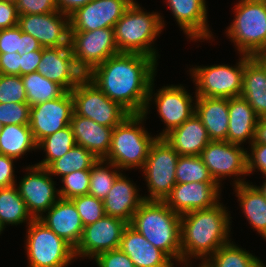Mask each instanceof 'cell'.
I'll return each mask as SVG.
<instances>
[{"label":"cell","mask_w":266,"mask_h":267,"mask_svg":"<svg viewBox=\"0 0 266 267\" xmlns=\"http://www.w3.org/2000/svg\"><path fill=\"white\" fill-rule=\"evenodd\" d=\"M157 64L154 58L144 54L119 52L85 76L130 114L147 116L153 100Z\"/></svg>","instance_id":"cell-1"},{"label":"cell","mask_w":266,"mask_h":267,"mask_svg":"<svg viewBox=\"0 0 266 267\" xmlns=\"http://www.w3.org/2000/svg\"><path fill=\"white\" fill-rule=\"evenodd\" d=\"M227 211L220 202L212 208L194 210L181 216V264H190L191 258L202 259L203 264L231 241V217Z\"/></svg>","instance_id":"cell-2"},{"label":"cell","mask_w":266,"mask_h":267,"mask_svg":"<svg viewBox=\"0 0 266 267\" xmlns=\"http://www.w3.org/2000/svg\"><path fill=\"white\" fill-rule=\"evenodd\" d=\"M129 225L181 264V216L164 201L144 200Z\"/></svg>","instance_id":"cell-3"},{"label":"cell","mask_w":266,"mask_h":267,"mask_svg":"<svg viewBox=\"0 0 266 267\" xmlns=\"http://www.w3.org/2000/svg\"><path fill=\"white\" fill-rule=\"evenodd\" d=\"M141 8L133 1L116 22L115 42L119 52L140 53L157 61L158 53L152 44L161 34L165 22L158 12H144Z\"/></svg>","instance_id":"cell-4"},{"label":"cell","mask_w":266,"mask_h":267,"mask_svg":"<svg viewBox=\"0 0 266 267\" xmlns=\"http://www.w3.org/2000/svg\"><path fill=\"white\" fill-rule=\"evenodd\" d=\"M147 116L130 114L112 131L111 146L105 161L113 163L117 168L127 170L141 168L145 165L151 145L158 137H152L142 121Z\"/></svg>","instance_id":"cell-5"},{"label":"cell","mask_w":266,"mask_h":267,"mask_svg":"<svg viewBox=\"0 0 266 267\" xmlns=\"http://www.w3.org/2000/svg\"><path fill=\"white\" fill-rule=\"evenodd\" d=\"M235 18L226 33L240 55L254 56L266 48V3L240 0L234 7Z\"/></svg>","instance_id":"cell-6"},{"label":"cell","mask_w":266,"mask_h":267,"mask_svg":"<svg viewBox=\"0 0 266 267\" xmlns=\"http://www.w3.org/2000/svg\"><path fill=\"white\" fill-rule=\"evenodd\" d=\"M28 267H66L75 258L74 248L38 219L27 226Z\"/></svg>","instance_id":"cell-7"},{"label":"cell","mask_w":266,"mask_h":267,"mask_svg":"<svg viewBox=\"0 0 266 267\" xmlns=\"http://www.w3.org/2000/svg\"><path fill=\"white\" fill-rule=\"evenodd\" d=\"M179 154L163 139L151 145L143 174L149 189L144 200L164 201L176 185V164Z\"/></svg>","instance_id":"cell-8"},{"label":"cell","mask_w":266,"mask_h":267,"mask_svg":"<svg viewBox=\"0 0 266 267\" xmlns=\"http://www.w3.org/2000/svg\"><path fill=\"white\" fill-rule=\"evenodd\" d=\"M74 112L94 122L114 128L130 113L119 103L112 101L86 76L70 91Z\"/></svg>","instance_id":"cell-9"},{"label":"cell","mask_w":266,"mask_h":267,"mask_svg":"<svg viewBox=\"0 0 266 267\" xmlns=\"http://www.w3.org/2000/svg\"><path fill=\"white\" fill-rule=\"evenodd\" d=\"M244 55L236 66L211 65L195 66L190 70L196 86V96L210 98L239 97L242 90Z\"/></svg>","instance_id":"cell-10"},{"label":"cell","mask_w":266,"mask_h":267,"mask_svg":"<svg viewBox=\"0 0 266 267\" xmlns=\"http://www.w3.org/2000/svg\"><path fill=\"white\" fill-rule=\"evenodd\" d=\"M69 45L75 64L85 75L97 65L119 53L114 28L70 31Z\"/></svg>","instance_id":"cell-11"},{"label":"cell","mask_w":266,"mask_h":267,"mask_svg":"<svg viewBox=\"0 0 266 267\" xmlns=\"http://www.w3.org/2000/svg\"><path fill=\"white\" fill-rule=\"evenodd\" d=\"M26 171L17 188L29 214L39 219L60 199L59 190L47 168L34 164L27 166Z\"/></svg>","instance_id":"cell-12"},{"label":"cell","mask_w":266,"mask_h":267,"mask_svg":"<svg viewBox=\"0 0 266 267\" xmlns=\"http://www.w3.org/2000/svg\"><path fill=\"white\" fill-rule=\"evenodd\" d=\"M228 141H210L200 153L210 175L221 185V179L230 176L248 175L247 150Z\"/></svg>","instance_id":"cell-13"},{"label":"cell","mask_w":266,"mask_h":267,"mask_svg":"<svg viewBox=\"0 0 266 267\" xmlns=\"http://www.w3.org/2000/svg\"><path fill=\"white\" fill-rule=\"evenodd\" d=\"M73 113L74 101L70 91L57 99L33 105L29 127L36 143L70 125Z\"/></svg>","instance_id":"cell-14"},{"label":"cell","mask_w":266,"mask_h":267,"mask_svg":"<svg viewBox=\"0 0 266 267\" xmlns=\"http://www.w3.org/2000/svg\"><path fill=\"white\" fill-rule=\"evenodd\" d=\"M127 222L120 218L107 216L87 225L83 229L81 240L74 249L76 257L94 259L98 254L117 249Z\"/></svg>","instance_id":"cell-15"},{"label":"cell","mask_w":266,"mask_h":267,"mask_svg":"<svg viewBox=\"0 0 266 267\" xmlns=\"http://www.w3.org/2000/svg\"><path fill=\"white\" fill-rule=\"evenodd\" d=\"M18 27L37 39L43 48L70 46L69 15L60 11L19 15Z\"/></svg>","instance_id":"cell-16"},{"label":"cell","mask_w":266,"mask_h":267,"mask_svg":"<svg viewBox=\"0 0 266 267\" xmlns=\"http://www.w3.org/2000/svg\"><path fill=\"white\" fill-rule=\"evenodd\" d=\"M134 0H92L69 15L70 31L114 28Z\"/></svg>","instance_id":"cell-17"},{"label":"cell","mask_w":266,"mask_h":267,"mask_svg":"<svg viewBox=\"0 0 266 267\" xmlns=\"http://www.w3.org/2000/svg\"><path fill=\"white\" fill-rule=\"evenodd\" d=\"M220 185L217 182L176 184L164 202L178 215L209 209L219 202Z\"/></svg>","instance_id":"cell-18"},{"label":"cell","mask_w":266,"mask_h":267,"mask_svg":"<svg viewBox=\"0 0 266 267\" xmlns=\"http://www.w3.org/2000/svg\"><path fill=\"white\" fill-rule=\"evenodd\" d=\"M180 85L164 86L154 93V103L157 106L159 117L166 124L158 138H163L172 129L181 126L187 119L195 114L193 97ZM193 103V104H192ZM194 105V107H193Z\"/></svg>","instance_id":"cell-19"},{"label":"cell","mask_w":266,"mask_h":267,"mask_svg":"<svg viewBox=\"0 0 266 267\" xmlns=\"http://www.w3.org/2000/svg\"><path fill=\"white\" fill-rule=\"evenodd\" d=\"M37 72L59 83L67 91H71L85 77L75 64L70 46L43 48Z\"/></svg>","instance_id":"cell-20"},{"label":"cell","mask_w":266,"mask_h":267,"mask_svg":"<svg viewBox=\"0 0 266 267\" xmlns=\"http://www.w3.org/2000/svg\"><path fill=\"white\" fill-rule=\"evenodd\" d=\"M46 212V216L44 214L38 220L75 249L81 240L84 225L74 203L70 199L60 198Z\"/></svg>","instance_id":"cell-21"},{"label":"cell","mask_w":266,"mask_h":267,"mask_svg":"<svg viewBox=\"0 0 266 267\" xmlns=\"http://www.w3.org/2000/svg\"><path fill=\"white\" fill-rule=\"evenodd\" d=\"M173 17L189 39H211L205 0H166Z\"/></svg>","instance_id":"cell-22"},{"label":"cell","mask_w":266,"mask_h":267,"mask_svg":"<svg viewBox=\"0 0 266 267\" xmlns=\"http://www.w3.org/2000/svg\"><path fill=\"white\" fill-rule=\"evenodd\" d=\"M119 248L129 256L135 267H174L173 260L165 252L129 224L123 231Z\"/></svg>","instance_id":"cell-23"},{"label":"cell","mask_w":266,"mask_h":267,"mask_svg":"<svg viewBox=\"0 0 266 267\" xmlns=\"http://www.w3.org/2000/svg\"><path fill=\"white\" fill-rule=\"evenodd\" d=\"M121 173L103 200L105 215L120 218L130 223L134 213L144 201L138 189Z\"/></svg>","instance_id":"cell-24"},{"label":"cell","mask_w":266,"mask_h":267,"mask_svg":"<svg viewBox=\"0 0 266 267\" xmlns=\"http://www.w3.org/2000/svg\"><path fill=\"white\" fill-rule=\"evenodd\" d=\"M163 139L179 154L198 156L211 141L201 119L193 114L181 126L172 129Z\"/></svg>","instance_id":"cell-25"},{"label":"cell","mask_w":266,"mask_h":267,"mask_svg":"<svg viewBox=\"0 0 266 267\" xmlns=\"http://www.w3.org/2000/svg\"><path fill=\"white\" fill-rule=\"evenodd\" d=\"M70 126L76 145L86 148L98 159H104L107 156L114 128L98 124L89 118L77 115L75 112L72 115Z\"/></svg>","instance_id":"cell-26"},{"label":"cell","mask_w":266,"mask_h":267,"mask_svg":"<svg viewBox=\"0 0 266 267\" xmlns=\"http://www.w3.org/2000/svg\"><path fill=\"white\" fill-rule=\"evenodd\" d=\"M196 97L195 114L201 119L211 141H226L229 126V99Z\"/></svg>","instance_id":"cell-27"},{"label":"cell","mask_w":266,"mask_h":267,"mask_svg":"<svg viewBox=\"0 0 266 267\" xmlns=\"http://www.w3.org/2000/svg\"><path fill=\"white\" fill-rule=\"evenodd\" d=\"M229 126L226 141L242 145L249 140L254 141L255 129L259 117L250 104L241 96L229 99Z\"/></svg>","instance_id":"cell-28"},{"label":"cell","mask_w":266,"mask_h":267,"mask_svg":"<svg viewBox=\"0 0 266 267\" xmlns=\"http://www.w3.org/2000/svg\"><path fill=\"white\" fill-rule=\"evenodd\" d=\"M233 184L242 213L252 228L266 240V198L257 186L244 179L237 177Z\"/></svg>","instance_id":"cell-29"},{"label":"cell","mask_w":266,"mask_h":267,"mask_svg":"<svg viewBox=\"0 0 266 267\" xmlns=\"http://www.w3.org/2000/svg\"><path fill=\"white\" fill-rule=\"evenodd\" d=\"M37 143L29 125H4L0 134V154L18 159L30 150H36Z\"/></svg>","instance_id":"cell-30"},{"label":"cell","mask_w":266,"mask_h":267,"mask_svg":"<svg viewBox=\"0 0 266 267\" xmlns=\"http://www.w3.org/2000/svg\"><path fill=\"white\" fill-rule=\"evenodd\" d=\"M21 79L25 87L27 103L31 107L48 100L57 99L67 92L62 85L47 79L37 71L21 76Z\"/></svg>","instance_id":"cell-31"},{"label":"cell","mask_w":266,"mask_h":267,"mask_svg":"<svg viewBox=\"0 0 266 267\" xmlns=\"http://www.w3.org/2000/svg\"><path fill=\"white\" fill-rule=\"evenodd\" d=\"M33 220L16 185L0 188V222L6 225H27ZM28 221V222H27Z\"/></svg>","instance_id":"cell-32"},{"label":"cell","mask_w":266,"mask_h":267,"mask_svg":"<svg viewBox=\"0 0 266 267\" xmlns=\"http://www.w3.org/2000/svg\"><path fill=\"white\" fill-rule=\"evenodd\" d=\"M206 267H263L265 264L232 242L221 246L204 263Z\"/></svg>","instance_id":"cell-33"},{"label":"cell","mask_w":266,"mask_h":267,"mask_svg":"<svg viewBox=\"0 0 266 267\" xmlns=\"http://www.w3.org/2000/svg\"><path fill=\"white\" fill-rule=\"evenodd\" d=\"M99 159L89 150L75 145L64 156L53 161L47 170L50 175L64 177L74 171L90 170Z\"/></svg>","instance_id":"cell-34"},{"label":"cell","mask_w":266,"mask_h":267,"mask_svg":"<svg viewBox=\"0 0 266 267\" xmlns=\"http://www.w3.org/2000/svg\"><path fill=\"white\" fill-rule=\"evenodd\" d=\"M75 145L76 142L72 128L68 125L54 134L43 138L37 144V149H44L46 152V158L35 165L47 168L53 161L64 156Z\"/></svg>","instance_id":"cell-35"},{"label":"cell","mask_w":266,"mask_h":267,"mask_svg":"<svg viewBox=\"0 0 266 267\" xmlns=\"http://www.w3.org/2000/svg\"><path fill=\"white\" fill-rule=\"evenodd\" d=\"M103 165L108 166L103 167ZM120 170L113 163L99 159L90 169L88 194L103 201L113 187L114 181L121 174Z\"/></svg>","instance_id":"cell-36"},{"label":"cell","mask_w":266,"mask_h":267,"mask_svg":"<svg viewBox=\"0 0 266 267\" xmlns=\"http://www.w3.org/2000/svg\"><path fill=\"white\" fill-rule=\"evenodd\" d=\"M37 39L27 34L18 25L0 30V53H29L35 50H42Z\"/></svg>","instance_id":"cell-37"},{"label":"cell","mask_w":266,"mask_h":267,"mask_svg":"<svg viewBox=\"0 0 266 267\" xmlns=\"http://www.w3.org/2000/svg\"><path fill=\"white\" fill-rule=\"evenodd\" d=\"M215 182L201 157L179 155L176 164V184Z\"/></svg>","instance_id":"cell-38"},{"label":"cell","mask_w":266,"mask_h":267,"mask_svg":"<svg viewBox=\"0 0 266 267\" xmlns=\"http://www.w3.org/2000/svg\"><path fill=\"white\" fill-rule=\"evenodd\" d=\"M70 200L74 203L84 227L105 216L103 201L92 195H80Z\"/></svg>","instance_id":"cell-39"},{"label":"cell","mask_w":266,"mask_h":267,"mask_svg":"<svg viewBox=\"0 0 266 267\" xmlns=\"http://www.w3.org/2000/svg\"><path fill=\"white\" fill-rule=\"evenodd\" d=\"M63 186L59 189L62 199H71L80 195H87L90 185V170L74 171L61 179Z\"/></svg>","instance_id":"cell-40"},{"label":"cell","mask_w":266,"mask_h":267,"mask_svg":"<svg viewBox=\"0 0 266 267\" xmlns=\"http://www.w3.org/2000/svg\"><path fill=\"white\" fill-rule=\"evenodd\" d=\"M27 103L21 76L0 74V103Z\"/></svg>","instance_id":"cell-41"},{"label":"cell","mask_w":266,"mask_h":267,"mask_svg":"<svg viewBox=\"0 0 266 267\" xmlns=\"http://www.w3.org/2000/svg\"><path fill=\"white\" fill-rule=\"evenodd\" d=\"M30 108L28 103H0V123L4 125H29Z\"/></svg>","instance_id":"cell-42"},{"label":"cell","mask_w":266,"mask_h":267,"mask_svg":"<svg viewBox=\"0 0 266 267\" xmlns=\"http://www.w3.org/2000/svg\"><path fill=\"white\" fill-rule=\"evenodd\" d=\"M259 89H266V73L251 56L244 55L242 90Z\"/></svg>","instance_id":"cell-43"},{"label":"cell","mask_w":266,"mask_h":267,"mask_svg":"<svg viewBox=\"0 0 266 267\" xmlns=\"http://www.w3.org/2000/svg\"><path fill=\"white\" fill-rule=\"evenodd\" d=\"M19 15L57 12L56 0H14Z\"/></svg>","instance_id":"cell-44"},{"label":"cell","mask_w":266,"mask_h":267,"mask_svg":"<svg viewBox=\"0 0 266 267\" xmlns=\"http://www.w3.org/2000/svg\"><path fill=\"white\" fill-rule=\"evenodd\" d=\"M94 260L98 267H135L129 256L120 248L102 252Z\"/></svg>","instance_id":"cell-45"},{"label":"cell","mask_w":266,"mask_h":267,"mask_svg":"<svg viewBox=\"0 0 266 267\" xmlns=\"http://www.w3.org/2000/svg\"><path fill=\"white\" fill-rule=\"evenodd\" d=\"M248 175L252 174L255 169L266 175V144L252 143L251 153L247 152Z\"/></svg>","instance_id":"cell-46"},{"label":"cell","mask_w":266,"mask_h":267,"mask_svg":"<svg viewBox=\"0 0 266 267\" xmlns=\"http://www.w3.org/2000/svg\"><path fill=\"white\" fill-rule=\"evenodd\" d=\"M240 96L250 104L259 118L266 116V89L241 90Z\"/></svg>","instance_id":"cell-47"},{"label":"cell","mask_w":266,"mask_h":267,"mask_svg":"<svg viewBox=\"0 0 266 267\" xmlns=\"http://www.w3.org/2000/svg\"><path fill=\"white\" fill-rule=\"evenodd\" d=\"M19 14L14 0H0V30L18 25Z\"/></svg>","instance_id":"cell-48"},{"label":"cell","mask_w":266,"mask_h":267,"mask_svg":"<svg viewBox=\"0 0 266 267\" xmlns=\"http://www.w3.org/2000/svg\"><path fill=\"white\" fill-rule=\"evenodd\" d=\"M20 57L16 52L0 53V74L20 76Z\"/></svg>","instance_id":"cell-49"},{"label":"cell","mask_w":266,"mask_h":267,"mask_svg":"<svg viewBox=\"0 0 266 267\" xmlns=\"http://www.w3.org/2000/svg\"><path fill=\"white\" fill-rule=\"evenodd\" d=\"M14 158L0 154V187H10L16 185L13 168Z\"/></svg>","instance_id":"cell-50"},{"label":"cell","mask_w":266,"mask_h":267,"mask_svg":"<svg viewBox=\"0 0 266 267\" xmlns=\"http://www.w3.org/2000/svg\"><path fill=\"white\" fill-rule=\"evenodd\" d=\"M42 50L23 53L20 57V76L36 72L41 61Z\"/></svg>","instance_id":"cell-51"},{"label":"cell","mask_w":266,"mask_h":267,"mask_svg":"<svg viewBox=\"0 0 266 267\" xmlns=\"http://www.w3.org/2000/svg\"><path fill=\"white\" fill-rule=\"evenodd\" d=\"M92 0H56L58 11L63 14L70 15L76 9L85 6Z\"/></svg>","instance_id":"cell-52"},{"label":"cell","mask_w":266,"mask_h":267,"mask_svg":"<svg viewBox=\"0 0 266 267\" xmlns=\"http://www.w3.org/2000/svg\"><path fill=\"white\" fill-rule=\"evenodd\" d=\"M252 143L266 144V116L259 118Z\"/></svg>","instance_id":"cell-53"},{"label":"cell","mask_w":266,"mask_h":267,"mask_svg":"<svg viewBox=\"0 0 266 267\" xmlns=\"http://www.w3.org/2000/svg\"><path fill=\"white\" fill-rule=\"evenodd\" d=\"M252 58L264 69L266 73V54L259 53L252 56Z\"/></svg>","instance_id":"cell-54"},{"label":"cell","mask_w":266,"mask_h":267,"mask_svg":"<svg viewBox=\"0 0 266 267\" xmlns=\"http://www.w3.org/2000/svg\"><path fill=\"white\" fill-rule=\"evenodd\" d=\"M265 177H266V175H265ZM257 188L263 193L264 197L266 198V180L264 181L263 185L257 186Z\"/></svg>","instance_id":"cell-55"},{"label":"cell","mask_w":266,"mask_h":267,"mask_svg":"<svg viewBox=\"0 0 266 267\" xmlns=\"http://www.w3.org/2000/svg\"><path fill=\"white\" fill-rule=\"evenodd\" d=\"M5 229V227L2 225V223L0 222V234L2 233V231Z\"/></svg>","instance_id":"cell-56"},{"label":"cell","mask_w":266,"mask_h":267,"mask_svg":"<svg viewBox=\"0 0 266 267\" xmlns=\"http://www.w3.org/2000/svg\"><path fill=\"white\" fill-rule=\"evenodd\" d=\"M186 267L190 266V264H184ZM191 267V266H190ZM199 267H206L204 264L200 263Z\"/></svg>","instance_id":"cell-57"},{"label":"cell","mask_w":266,"mask_h":267,"mask_svg":"<svg viewBox=\"0 0 266 267\" xmlns=\"http://www.w3.org/2000/svg\"><path fill=\"white\" fill-rule=\"evenodd\" d=\"M2 129H3V124L0 123V134H1V132H2Z\"/></svg>","instance_id":"cell-58"}]
</instances>
